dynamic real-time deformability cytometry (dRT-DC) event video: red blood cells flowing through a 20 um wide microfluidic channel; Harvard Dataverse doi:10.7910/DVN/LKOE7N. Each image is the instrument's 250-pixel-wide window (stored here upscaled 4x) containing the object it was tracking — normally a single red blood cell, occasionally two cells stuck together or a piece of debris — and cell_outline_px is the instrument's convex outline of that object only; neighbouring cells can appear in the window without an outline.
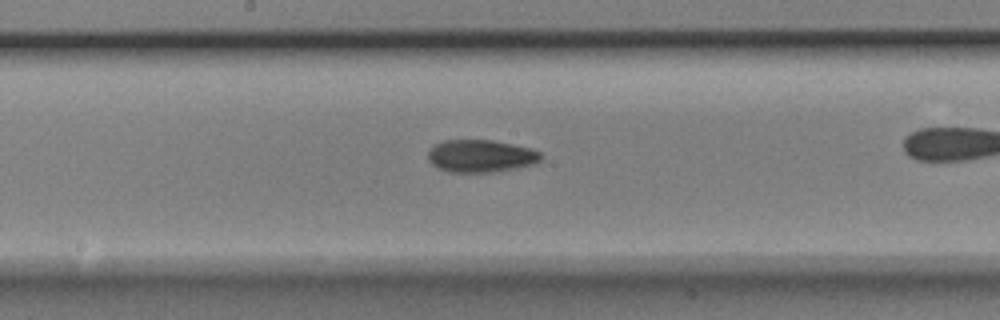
{"species": "Egyptian fruit bat (a non-hibernating species)", "species_latin": "Rousettus aegyptiacus", "temperature_condition": "room temperature", "stored_images_in_passage": 33, "camera_frame_rate_fps": 3000, "um_per_image_px": 0.085, "animal": {"sex": "male"}, "frame": {"image": 1, "passage_image": 19, "time_ms": 6.0, "image_size_px": [1000, 320], "cell_outline_px": [[544, 156], [536, 164], [516, 168], [492, 172], [448, 172], [436, 168], [428, 160], [428, 152], [436, 144], [444, 140], [492, 140], [532, 148], [540, 152]], "centroid_in_image_um": [40.89, 13.27], "position_along_channel_um": 207.3, "area_um2": 21.56}}
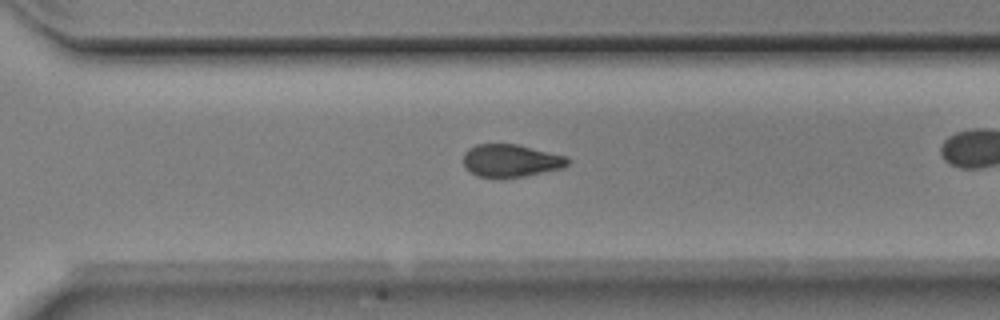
{"frame": {"image": 2, "passage_image": 28, "time_ms": 9.0, "image_size_px": [1000, 320], "cell_outline_px": [[572, 160], [564, 168], [524, 176], [500, 180], [476, 176], [468, 172], [464, 168], [464, 152], [468, 148], [476, 144], [516, 144], [568, 156]], "centroid_in_image_um": [43.41, 13.68], "position_along_channel_um": 327.2, "area_um2": 20.58}}